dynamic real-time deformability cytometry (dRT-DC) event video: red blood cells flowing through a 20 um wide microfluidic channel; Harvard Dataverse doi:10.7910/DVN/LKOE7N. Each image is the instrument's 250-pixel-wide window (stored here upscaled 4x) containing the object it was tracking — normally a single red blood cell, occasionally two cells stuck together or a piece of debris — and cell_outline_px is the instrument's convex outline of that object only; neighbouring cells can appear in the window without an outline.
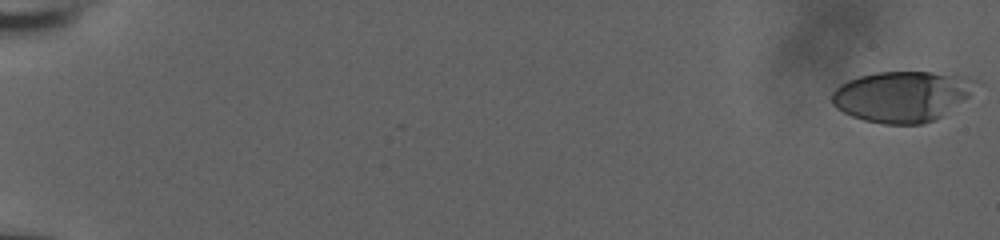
{"species": "human", "species_latin": "Homo sapiens", "temperature_condition": "room temperature", "stored_images_in_passage": 21, "camera_frame_rate_fps": 3000, "um_per_image_px": 0.085, "donor": {"sex": "male"}, "frame": {"image": 1, "passage_image": 1, "time_ms": 0.0, "image_size_px": [1000, 240], "cell_outline_px": [[980, 84], [964, 100], [940, 116], [932, 120], [920, 124], [884, 124], [864, 120], [852, 116], [836, 108], [832, 104], [832, 92], [840, 84], [848, 80], [860, 76], [876, 72], [932, 72], [968, 76], [976, 80]], "centroid_in_image_um": [76.68, 8.17], "position_along_channel_um": 8.3, "area_um2": 42.48}}
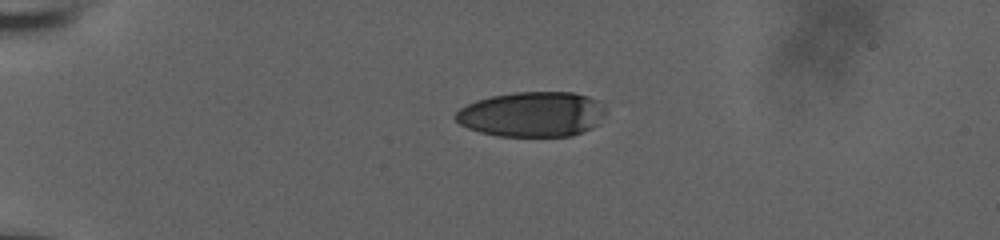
{"frame": {"image": 2, "passage_image": 15, "time_ms": 4.667, "image_size_px": [1000, 240], "cell_outline_px": [[608, 112], [592, 128], [584, 132], [572, 136], [496, 136], [480, 132], [468, 128], [460, 124], [456, 120], [456, 112], [460, 108], [476, 100], [492, 96], [512, 92], [572, 92], [588, 96], [600, 100]], "centroid_in_image_um": [45.27, 9.71], "position_along_channel_um": 39.7, "area_um2": 39.77}}
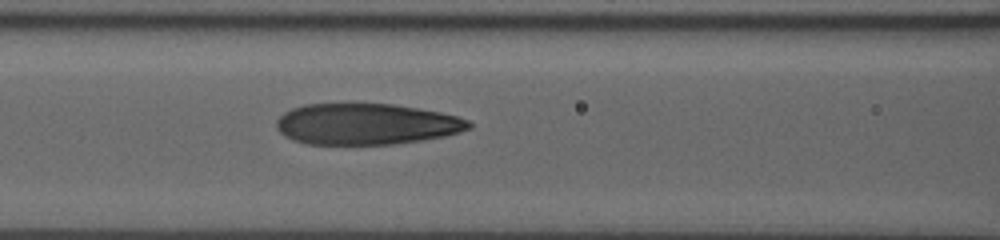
{"frame": {"image": 3, "passage_image": 21, "time_ms": 6.667, "image_size_px": [1000, 240], "cell_outline_px": [[472, 128], [460, 132], [444, 136], [424, 140], [392, 144], [308, 144], [292, 140], [284, 136], [276, 128], [276, 120], [284, 112], [292, 108], [304, 104], [392, 104], [440, 112], [456, 116], [468, 120], [472, 124]], "centroid_in_image_um": [31.12, 10.55], "position_along_channel_um": 135.5, "area_um2": 46.18}}